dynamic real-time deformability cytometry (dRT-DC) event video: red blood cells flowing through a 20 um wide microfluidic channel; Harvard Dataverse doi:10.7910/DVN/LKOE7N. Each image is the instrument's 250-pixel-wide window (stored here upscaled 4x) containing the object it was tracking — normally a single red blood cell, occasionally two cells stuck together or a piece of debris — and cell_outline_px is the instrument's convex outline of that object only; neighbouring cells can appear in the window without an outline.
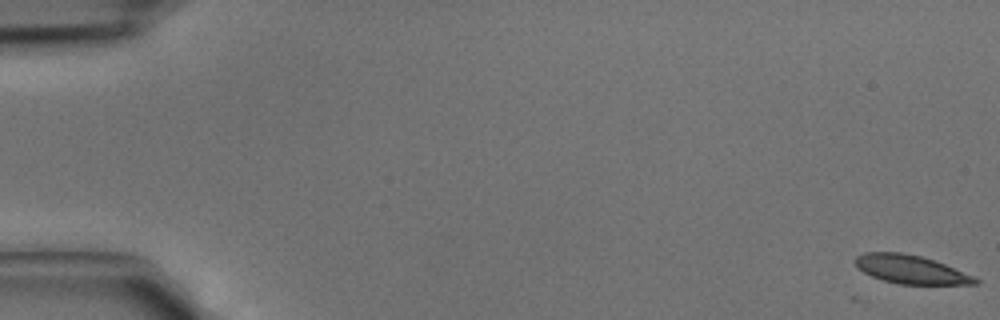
{"species": "common noctule bat (a hibernating species)", "species_latin": "Nyctalus noctula", "temperature_condition": "cold", "stored_images_in_passage": 14, "segment_of_instrument_passage": [1, 2], "camera_frame_rate_fps": 3000, "um_per_image_px": 0.085, "animal": {"sex": "male", "body_mass_g": 15.6}, "frame": {"image": 1, "passage_image": 1, "time_ms": 0.0, "image_size_px": [1000, 320], "cell_outline_px": [[980, 284], [900, 284], [884, 280], [872, 276], [856, 268], [852, 260], [856, 256], [864, 252], [900, 252], [920, 256], [936, 260], [972, 276], [980, 280]], "centroid_in_image_um": [77.36, 22.89], "position_along_channel_um": 7.6, "area_um2": 19.94}}
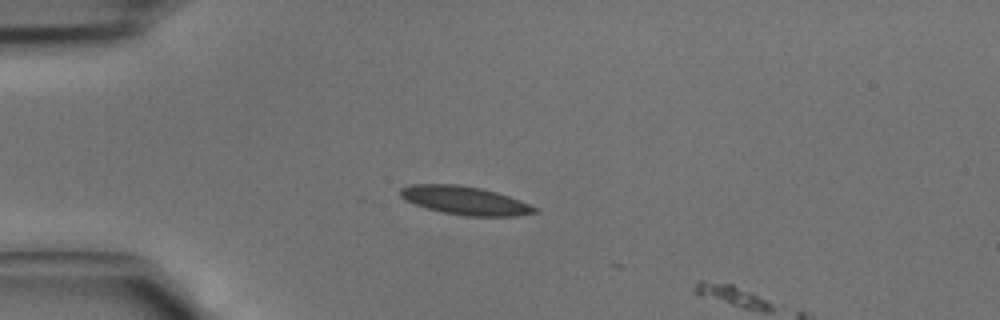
{"frame": {"image": 2, "passage_image": 12, "time_ms": 3.667, "image_size_px": [1000, 320], "cell_outline_px": [[540, 212], [516, 216], [464, 216], [444, 212], [428, 208], [404, 200], [400, 196], [400, 188], [412, 184], [456, 184], [480, 188], [496, 192], [520, 200], [540, 208]], "centroid_in_image_um": [39.57, 17.04], "position_along_channel_um": 45.4, "area_um2": 22.25}}